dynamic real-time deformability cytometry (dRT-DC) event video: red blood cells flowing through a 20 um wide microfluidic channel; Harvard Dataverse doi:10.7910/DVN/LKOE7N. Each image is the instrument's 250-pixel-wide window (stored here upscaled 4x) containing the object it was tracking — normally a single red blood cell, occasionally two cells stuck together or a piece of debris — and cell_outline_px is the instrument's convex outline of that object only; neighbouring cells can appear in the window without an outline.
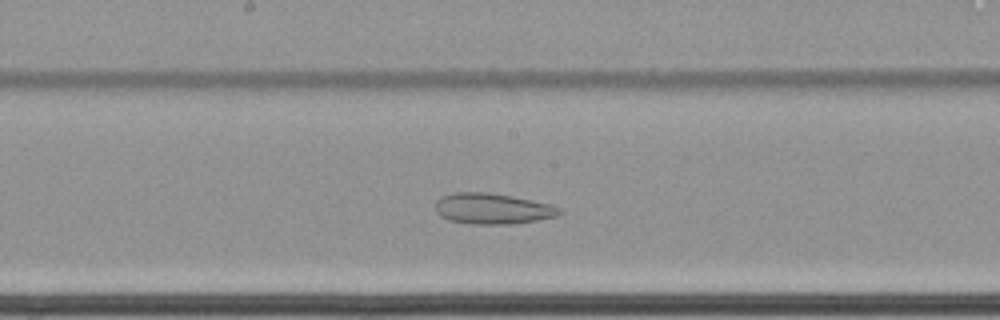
{"species": "common noctule bat (a hibernating species)", "species_latin": "Nyctalus noctula", "temperature_condition": "cold", "stored_images_in_passage": 61, "camera_frame_rate_fps": 3000, "um_per_image_px": 0.085, "animal": {"sex": "female", "body_mass_g": 22.7, "forearm_length_mm": 54.2}, "frame": {"image": 1, "passage_image": 34, "time_ms": 11.0, "image_size_px": [1000, 320], "cell_outline_px": [[564, 212], [556, 216], [536, 220], [512, 224], [472, 224], [448, 220], [440, 216], [436, 212], [436, 200], [440, 196], [456, 192], [488, 192], [512, 196], [552, 204], [560, 208]], "centroid_in_image_um": [41.86, 17.73], "position_along_channel_um": 206.3, "area_um2": 22.43}}
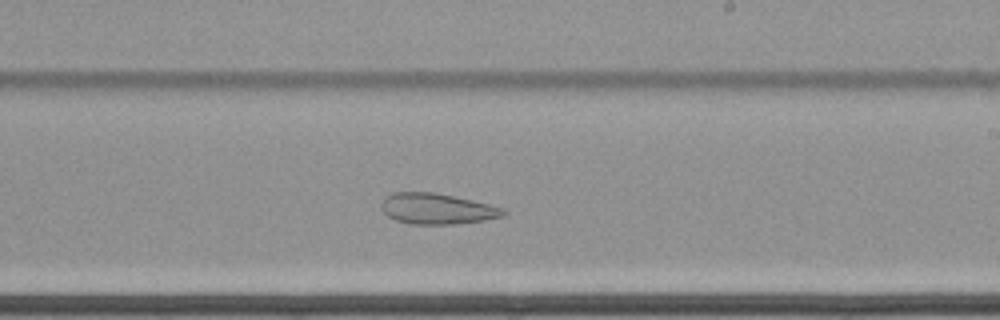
{"frame": {"image": 2, "passage_image": 38, "time_ms": 12.333, "image_size_px": [1000, 320], "cell_outline_px": [[508, 212], [504, 216], [484, 220], [456, 224], [412, 224], [396, 220], [388, 216], [380, 208], [380, 204], [384, 196], [392, 192], [432, 192], [472, 200], [504, 208]], "centroid_in_image_um": [37.12, 17.74], "position_along_channel_um": 251.9, "area_um2": 21.96}}
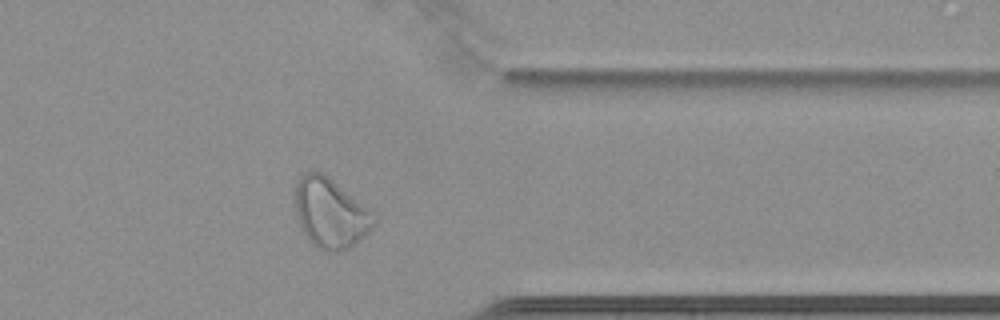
{"frame": {"image": 3, "passage_image": 50, "time_ms": 16.333, "image_size_px": [1000, 320], "cell_outline_px": [[376, 224], [364, 236], [348, 248], [336, 252], [324, 252], [316, 248], [308, 240], [300, 228], [296, 216], [292, 196], [296, 184], [308, 172], [320, 172], [328, 176], [368, 208], [376, 216]], "centroid_in_image_um": [28.05, 18.15], "position_along_channel_um": 383.4, "area_um2": 32.25}}